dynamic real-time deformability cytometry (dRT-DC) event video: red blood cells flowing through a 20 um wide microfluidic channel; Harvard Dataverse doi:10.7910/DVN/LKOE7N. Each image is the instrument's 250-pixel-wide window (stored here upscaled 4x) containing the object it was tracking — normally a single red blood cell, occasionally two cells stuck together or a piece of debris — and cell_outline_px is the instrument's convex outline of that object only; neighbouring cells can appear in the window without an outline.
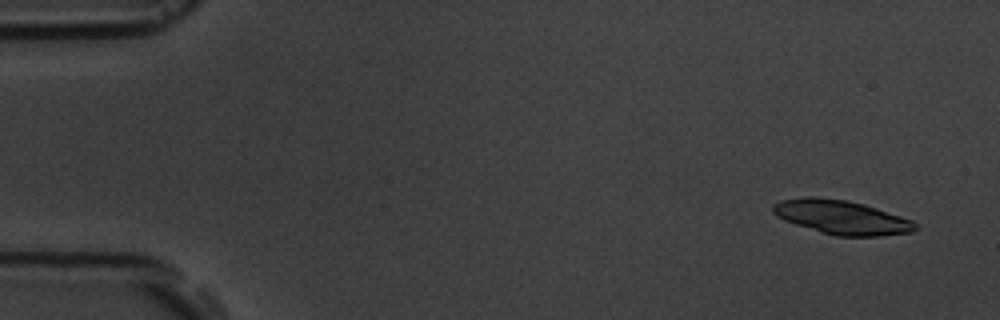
{"species": "common noctule bat (a hibernating species)", "species_latin": "Nyctalus noctula", "temperature_condition": "room temperature", "stored_images_in_passage": 3, "camera_frame_rate_fps": 3000, "um_per_image_px": 0.085, "animal": {"sex": "male", "body_mass_g": 19.5, "forearm_length_mm": 54.6}, "frame": {"image": 1, "passage_image": 1, "time_ms": 0.0, "image_size_px": [1000, 320], "cell_outline_px": [[920, 228], [912, 232], [880, 236], [836, 236], [796, 224], [784, 220], [776, 216], [772, 212], [772, 204], [780, 200], [804, 196], [812, 196], [848, 200], [864, 204], [912, 220]], "centroid_in_image_um": [71.52, 18.45], "position_along_channel_um": 13.5, "area_um2": 28.26}}